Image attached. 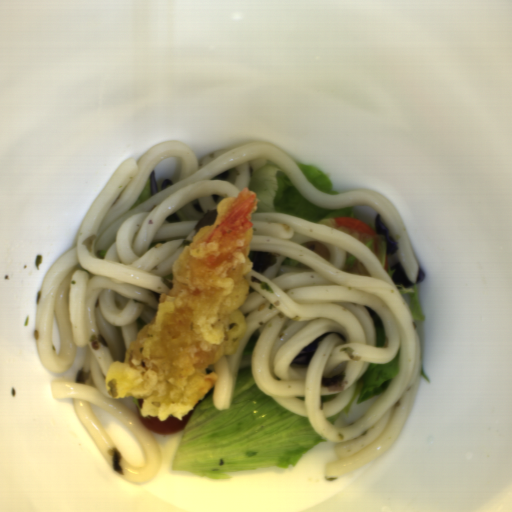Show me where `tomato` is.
Listing matches in <instances>:
<instances>
[{
  "label": "tomato",
  "instance_id": "tomato-1",
  "mask_svg": "<svg viewBox=\"0 0 512 512\" xmlns=\"http://www.w3.org/2000/svg\"><path fill=\"white\" fill-rule=\"evenodd\" d=\"M143 402L144 401L141 398L137 397L133 400V405L135 407L137 415L145 429L147 431H152L158 436H168L179 431L182 427H184L187 424V422L189 421V419L191 418L199 404L198 402L196 405H194L189 411H187L184 414L183 418L180 420H177L174 417L170 416L168 418H165L163 421H160L152 417H143L140 414Z\"/></svg>",
  "mask_w": 512,
  "mask_h": 512
}]
</instances>
